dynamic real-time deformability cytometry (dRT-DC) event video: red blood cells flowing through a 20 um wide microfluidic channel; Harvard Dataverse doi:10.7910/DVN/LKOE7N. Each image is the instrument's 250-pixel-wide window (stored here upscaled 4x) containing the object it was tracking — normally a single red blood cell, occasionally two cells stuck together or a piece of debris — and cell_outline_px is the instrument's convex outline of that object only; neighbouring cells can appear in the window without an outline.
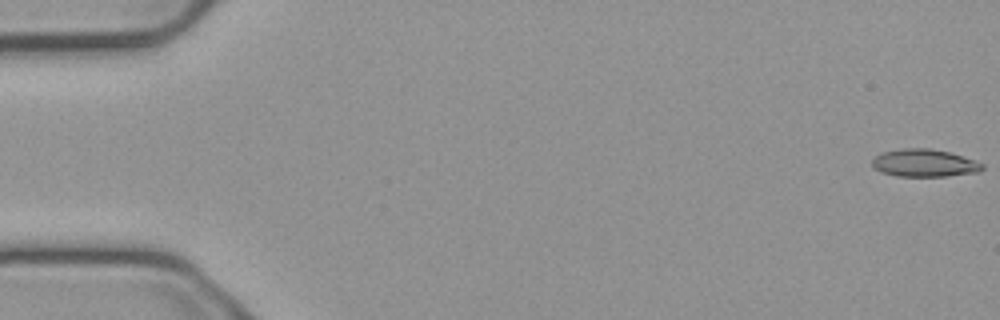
{"species": "common noctule bat (a hibernating species)", "species_latin": "Nyctalus noctula", "temperature_condition": "cold", "stored_images_in_passage": 5, "camera_frame_rate_fps": 3000, "um_per_image_px": 0.085, "animal": {"sex": "male", "body_mass_g": 23.1, "forearm_length_mm": 52.7}, "frame": {"image": 1, "passage_image": 1, "time_ms": 0.0, "image_size_px": [1000, 320], "cell_outline_px": [[984, 168], [980, 172], [948, 176], [896, 176], [880, 172], [872, 168], [872, 160], [880, 152], [904, 148], [928, 148], [948, 152], [976, 160], [984, 164]], "centroid_in_image_um": [78.56, 13.86], "position_along_channel_um": 6.4, "area_um2": 17.92}}
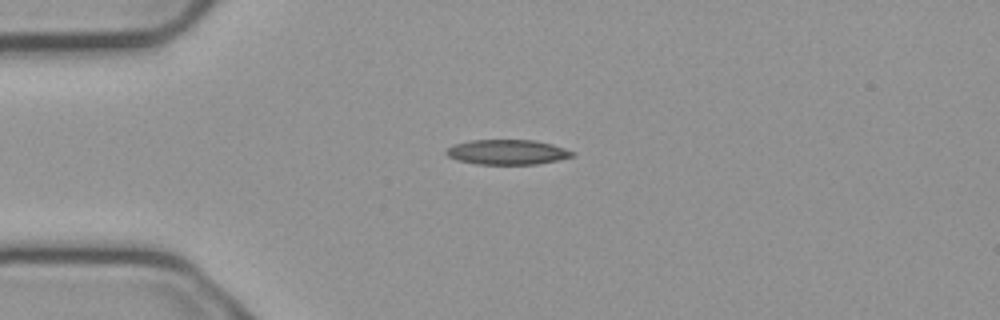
{"frame": {"image": 2, "passage_image": 5, "time_ms": 1.333, "image_size_px": [1000, 320], "cell_outline_px": [[576, 156], [536, 164], [476, 164], [456, 160], [448, 156], [444, 152], [452, 144], [472, 140], [532, 140], [552, 144], [576, 152]], "centroid_in_image_um": [43.11, 12.93], "position_along_channel_um": 41.9, "area_um2": 18.38}}